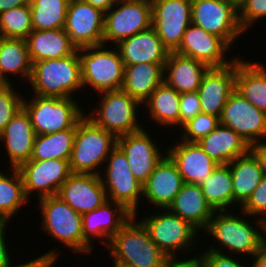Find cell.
<instances>
[{
    "instance_id": "836d02e7",
    "label": "cell",
    "mask_w": 266,
    "mask_h": 267,
    "mask_svg": "<svg viewBox=\"0 0 266 267\" xmlns=\"http://www.w3.org/2000/svg\"><path fill=\"white\" fill-rule=\"evenodd\" d=\"M143 104L154 122L166 128L180 127V94L164 81Z\"/></svg>"
},
{
    "instance_id": "7402d4cb",
    "label": "cell",
    "mask_w": 266,
    "mask_h": 267,
    "mask_svg": "<svg viewBox=\"0 0 266 267\" xmlns=\"http://www.w3.org/2000/svg\"><path fill=\"white\" fill-rule=\"evenodd\" d=\"M132 215L122 204L107 200L95 210L82 215L84 239L91 245L92 237L94 239L102 238L101 243L103 242L106 247L110 239Z\"/></svg>"
},
{
    "instance_id": "e575fe53",
    "label": "cell",
    "mask_w": 266,
    "mask_h": 267,
    "mask_svg": "<svg viewBox=\"0 0 266 267\" xmlns=\"http://www.w3.org/2000/svg\"><path fill=\"white\" fill-rule=\"evenodd\" d=\"M200 186L214 211H227L234 205L232 175L228 164H219Z\"/></svg>"
},
{
    "instance_id": "7a4b0ae2",
    "label": "cell",
    "mask_w": 266,
    "mask_h": 267,
    "mask_svg": "<svg viewBox=\"0 0 266 267\" xmlns=\"http://www.w3.org/2000/svg\"><path fill=\"white\" fill-rule=\"evenodd\" d=\"M136 217L132 215L106 246L113 262L126 267H163L168 256L151 240Z\"/></svg>"
},
{
    "instance_id": "5b68a950",
    "label": "cell",
    "mask_w": 266,
    "mask_h": 267,
    "mask_svg": "<svg viewBox=\"0 0 266 267\" xmlns=\"http://www.w3.org/2000/svg\"><path fill=\"white\" fill-rule=\"evenodd\" d=\"M38 200L39 210L42 211L41 229L72 252L82 255L91 254L94 246L84 239L82 215L57 195Z\"/></svg>"
},
{
    "instance_id": "6da1fadb",
    "label": "cell",
    "mask_w": 266,
    "mask_h": 267,
    "mask_svg": "<svg viewBox=\"0 0 266 267\" xmlns=\"http://www.w3.org/2000/svg\"><path fill=\"white\" fill-rule=\"evenodd\" d=\"M256 220V227L259 226L257 229L249 220L240 217V214L238 216L228 211H215L204 231L214 237V242L217 241L222 249L213 246L205 250L221 253L225 250L223 248H227L226 252L253 257L266 240V222L260 217Z\"/></svg>"
},
{
    "instance_id": "bcb514c9",
    "label": "cell",
    "mask_w": 266,
    "mask_h": 267,
    "mask_svg": "<svg viewBox=\"0 0 266 267\" xmlns=\"http://www.w3.org/2000/svg\"><path fill=\"white\" fill-rule=\"evenodd\" d=\"M58 253L55 250H48L44 255L34 258L32 261L13 266L10 262L6 267H53L54 262L58 258Z\"/></svg>"
},
{
    "instance_id": "1f68e13d",
    "label": "cell",
    "mask_w": 266,
    "mask_h": 267,
    "mask_svg": "<svg viewBox=\"0 0 266 267\" xmlns=\"http://www.w3.org/2000/svg\"><path fill=\"white\" fill-rule=\"evenodd\" d=\"M32 65L25 39L0 37V84H11L9 75L29 81Z\"/></svg>"
},
{
    "instance_id": "7c38bea8",
    "label": "cell",
    "mask_w": 266,
    "mask_h": 267,
    "mask_svg": "<svg viewBox=\"0 0 266 267\" xmlns=\"http://www.w3.org/2000/svg\"><path fill=\"white\" fill-rule=\"evenodd\" d=\"M160 211L163 212L153 213L141 220L151 240L167 256H177L176 252L179 250L186 252L192 249L197 244L194 240H198V230L168 208Z\"/></svg>"
},
{
    "instance_id": "8fae6325",
    "label": "cell",
    "mask_w": 266,
    "mask_h": 267,
    "mask_svg": "<svg viewBox=\"0 0 266 267\" xmlns=\"http://www.w3.org/2000/svg\"><path fill=\"white\" fill-rule=\"evenodd\" d=\"M106 164L104 175L99 177L108 200L122 204L136 215L143 196V184L133 176L126 155L116 146L107 157Z\"/></svg>"
},
{
    "instance_id": "7bdbcfd3",
    "label": "cell",
    "mask_w": 266,
    "mask_h": 267,
    "mask_svg": "<svg viewBox=\"0 0 266 267\" xmlns=\"http://www.w3.org/2000/svg\"><path fill=\"white\" fill-rule=\"evenodd\" d=\"M239 208V213L244 214L243 216H253L256 219L255 216L260 215L261 220L266 222V176L262 177L251 196Z\"/></svg>"
},
{
    "instance_id": "d6a6232c",
    "label": "cell",
    "mask_w": 266,
    "mask_h": 267,
    "mask_svg": "<svg viewBox=\"0 0 266 267\" xmlns=\"http://www.w3.org/2000/svg\"><path fill=\"white\" fill-rule=\"evenodd\" d=\"M232 175L234 205L242 206L260 183L263 172L254 154H247L235 158L228 163Z\"/></svg>"
},
{
    "instance_id": "52a82bcc",
    "label": "cell",
    "mask_w": 266,
    "mask_h": 267,
    "mask_svg": "<svg viewBox=\"0 0 266 267\" xmlns=\"http://www.w3.org/2000/svg\"><path fill=\"white\" fill-rule=\"evenodd\" d=\"M110 48L102 44L78 49L83 88L89 85L97 93L121 89L125 65L118 48Z\"/></svg>"
},
{
    "instance_id": "681fc988",
    "label": "cell",
    "mask_w": 266,
    "mask_h": 267,
    "mask_svg": "<svg viewBox=\"0 0 266 267\" xmlns=\"http://www.w3.org/2000/svg\"><path fill=\"white\" fill-rule=\"evenodd\" d=\"M250 151L257 158L263 175L266 176V142L261 140L260 143L250 145Z\"/></svg>"
},
{
    "instance_id": "603a6c76",
    "label": "cell",
    "mask_w": 266,
    "mask_h": 267,
    "mask_svg": "<svg viewBox=\"0 0 266 267\" xmlns=\"http://www.w3.org/2000/svg\"><path fill=\"white\" fill-rule=\"evenodd\" d=\"M181 142L172 145L166 153L176 163L184 183L201 185L219 165L197 142Z\"/></svg>"
},
{
    "instance_id": "f35d334b",
    "label": "cell",
    "mask_w": 266,
    "mask_h": 267,
    "mask_svg": "<svg viewBox=\"0 0 266 267\" xmlns=\"http://www.w3.org/2000/svg\"><path fill=\"white\" fill-rule=\"evenodd\" d=\"M32 31L30 4L0 13V37L26 39Z\"/></svg>"
},
{
    "instance_id": "74e56055",
    "label": "cell",
    "mask_w": 266,
    "mask_h": 267,
    "mask_svg": "<svg viewBox=\"0 0 266 267\" xmlns=\"http://www.w3.org/2000/svg\"><path fill=\"white\" fill-rule=\"evenodd\" d=\"M70 0H30L33 30L64 29Z\"/></svg>"
},
{
    "instance_id": "60d3db41",
    "label": "cell",
    "mask_w": 266,
    "mask_h": 267,
    "mask_svg": "<svg viewBox=\"0 0 266 267\" xmlns=\"http://www.w3.org/2000/svg\"><path fill=\"white\" fill-rule=\"evenodd\" d=\"M218 125V117L199 113L180 128L183 131L181 139L187 142H197L212 132Z\"/></svg>"
},
{
    "instance_id": "9c48e42d",
    "label": "cell",
    "mask_w": 266,
    "mask_h": 267,
    "mask_svg": "<svg viewBox=\"0 0 266 267\" xmlns=\"http://www.w3.org/2000/svg\"><path fill=\"white\" fill-rule=\"evenodd\" d=\"M151 27L150 0H116L115 4L104 12L103 44L112 41L113 46H116Z\"/></svg>"
},
{
    "instance_id": "f1b7e54d",
    "label": "cell",
    "mask_w": 266,
    "mask_h": 267,
    "mask_svg": "<svg viewBox=\"0 0 266 267\" xmlns=\"http://www.w3.org/2000/svg\"><path fill=\"white\" fill-rule=\"evenodd\" d=\"M25 40L32 64L46 59L65 58L77 50L64 29L33 30Z\"/></svg>"
},
{
    "instance_id": "f6af8a7d",
    "label": "cell",
    "mask_w": 266,
    "mask_h": 267,
    "mask_svg": "<svg viewBox=\"0 0 266 267\" xmlns=\"http://www.w3.org/2000/svg\"><path fill=\"white\" fill-rule=\"evenodd\" d=\"M229 252L225 255L224 252L217 253L213 251H205L201 254L204 267H247V264L234 259L233 255H228ZM245 266H244V265ZM249 267V266H248Z\"/></svg>"
},
{
    "instance_id": "ee69618b",
    "label": "cell",
    "mask_w": 266,
    "mask_h": 267,
    "mask_svg": "<svg viewBox=\"0 0 266 267\" xmlns=\"http://www.w3.org/2000/svg\"><path fill=\"white\" fill-rule=\"evenodd\" d=\"M201 113L198 92L180 94V128L197 114Z\"/></svg>"
},
{
    "instance_id": "5bb4252c",
    "label": "cell",
    "mask_w": 266,
    "mask_h": 267,
    "mask_svg": "<svg viewBox=\"0 0 266 267\" xmlns=\"http://www.w3.org/2000/svg\"><path fill=\"white\" fill-rule=\"evenodd\" d=\"M64 30L77 49L102 45L104 12L83 0H70Z\"/></svg>"
},
{
    "instance_id": "cb8c5ba5",
    "label": "cell",
    "mask_w": 266,
    "mask_h": 267,
    "mask_svg": "<svg viewBox=\"0 0 266 267\" xmlns=\"http://www.w3.org/2000/svg\"><path fill=\"white\" fill-rule=\"evenodd\" d=\"M36 138L30 117L22 108L0 133V141L5 143L4 149L12 168H19L30 160Z\"/></svg>"
},
{
    "instance_id": "8992f818",
    "label": "cell",
    "mask_w": 266,
    "mask_h": 267,
    "mask_svg": "<svg viewBox=\"0 0 266 267\" xmlns=\"http://www.w3.org/2000/svg\"><path fill=\"white\" fill-rule=\"evenodd\" d=\"M78 104L71 97L33 95L32 100L28 101L25 97L23 100V108L30 117L36 135L60 132L76 126L86 114Z\"/></svg>"
},
{
    "instance_id": "d6986e66",
    "label": "cell",
    "mask_w": 266,
    "mask_h": 267,
    "mask_svg": "<svg viewBox=\"0 0 266 267\" xmlns=\"http://www.w3.org/2000/svg\"><path fill=\"white\" fill-rule=\"evenodd\" d=\"M229 48L220 37L191 23L175 53L201 61L209 67H224L233 62L225 58Z\"/></svg>"
},
{
    "instance_id": "ac0fdd59",
    "label": "cell",
    "mask_w": 266,
    "mask_h": 267,
    "mask_svg": "<svg viewBox=\"0 0 266 267\" xmlns=\"http://www.w3.org/2000/svg\"><path fill=\"white\" fill-rule=\"evenodd\" d=\"M146 129L117 137V146L126 155L133 176L144 184L165 156ZM164 154V155H163Z\"/></svg>"
},
{
    "instance_id": "4dcf8cb0",
    "label": "cell",
    "mask_w": 266,
    "mask_h": 267,
    "mask_svg": "<svg viewBox=\"0 0 266 267\" xmlns=\"http://www.w3.org/2000/svg\"><path fill=\"white\" fill-rule=\"evenodd\" d=\"M165 64L125 65L121 89L143 104L163 82Z\"/></svg>"
},
{
    "instance_id": "c3c4849f",
    "label": "cell",
    "mask_w": 266,
    "mask_h": 267,
    "mask_svg": "<svg viewBox=\"0 0 266 267\" xmlns=\"http://www.w3.org/2000/svg\"><path fill=\"white\" fill-rule=\"evenodd\" d=\"M7 223H0V267H6L10 262H12L10 258V252H8L7 244H6V225Z\"/></svg>"
},
{
    "instance_id": "277c9868",
    "label": "cell",
    "mask_w": 266,
    "mask_h": 267,
    "mask_svg": "<svg viewBox=\"0 0 266 267\" xmlns=\"http://www.w3.org/2000/svg\"><path fill=\"white\" fill-rule=\"evenodd\" d=\"M117 146V137L97 126L86 115L77 123L76 134L69 159L72 173L100 175L98 168ZM98 170V171H97Z\"/></svg>"
},
{
    "instance_id": "83f0119b",
    "label": "cell",
    "mask_w": 266,
    "mask_h": 267,
    "mask_svg": "<svg viewBox=\"0 0 266 267\" xmlns=\"http://www.w3.org/2000/svg\"><path fill=\"white\" fill-rule=\"evenodd\" d=\"M197 143L219 164H228L250 151V145L244 138L220 123Z\"/></svg>"
},
{
    "instance_id": "f5cc1de1",
    "label": "cell",
    "mask_w": 266,
    "mask_h": 267,
    "mask_svg": "<svg viewBox=\"0 0 266 267\" xmlns=\"http://www.w3.org/2000/svg\"><path fill=\"white\" fill-rule=\"evenodd\" d=\"M92 6L101 9L103 12L108 11L116 2V0H83Z\"/></svg>"
},
{
    "instance_id": "484cf974",
    "label": "cell",
    "mask_w": 266,
    "mask_h": 267,
    "mask_svg": "<svg viewBox=\"0 0 266 267\" xmlns=\"http://www.w3.org/2000/svg\"><path fill=\"white\" fill-rule=\"evenodd\" d=\"M209 68L201 61L170 52L164 65L163 81L179 94L198 91Z\"/></svg>"
},
{
    "instance_id": "db71d44e",
    "label": "cell",
    "mask_w": 266,
    "mask_h": 267,
    "mask_svg": "<svg viewBox=\"0 0 266 267\" xmlns=\"http://www.w3.org/2000/svg\"><path fill=\"white\" fill-rule=\"evenodd\" d=\"M113 264H114V267H126V266L120 265V264H118L116 262H114Z\"/></svg>"
},
{
    "instance_id": "3957f363",
    "label": "cell",
    "mask_w": 266,
    "mask_h": 267,
    "mask_svg": "<svg viewBox=\"0 0 266 267\" xmlns=\"http://www.w3.org/2000/svg\"><path fill=\"white\" fill-rule=\"evenodd\" d=\"M29 85L34 95L67 98L83 89L78 49L70 56L36 61Z\"/></svg>"
},
{
    "instance_id": "9a60e30c",
    "label": "cell",
    "mask_w": 266,
    "mask_h": 267,
    "mask_svg": "<svg viewBox=\"0 0 266 267\" xmlns=\"http://www.w3.org/2000/svg\"><path fill=\"white\" fill-rule=\"evenodd\" d=\"M27 198L36 192L38 199L57 195L62 184L72 174L69 160L30 159L19 168Z\"/></svg>"
},
{
    "instance_id": "4fadbf2b",
    "label": "cell",
    "mask_w": 266,
    "mask_h": 267,
    "mask_svg": "<svg viewBox=\"0 0 266 267\" xmlns=\"http://www.w3.org/2000/svg\"><path fill=\"white\" fill-rule=\"evenodd\" d=\"M152 28L169 52H175L192 23V0H150Z\"/></svg>"
},
{
    "instance_id": "d590c367",
    "label": "cell",
    "mask_w": 266,
    "mask_h": 267,
    "mask_svg": "<svg viewBox=\"0 0 266 267\" xmlns=\"http://www.w3.org/2000/svg\"><path fill=\"white\" fill-rule=\"evenodd\" d=\"M9 176L0 171V223H9L30 199L24 190L23 178L18 168ZM23 205V206H22Z\"/></svg>"
},
{
    "instance_id": "816d5d0a",
    "label": "cell",
    "mask_w": 266,
    "mask_h": 267,
    "mask_svg": "<svg viewBox=\"0 0 266 267\" xmlns=\"http://www.w3.org/2000/svg\"><path fill=\"white\" fill-rule=\"evenodd\" d=\"M28 4H30V0H0V13Z\"/></svg>"
},
{
    "instance_id": "30bf717a",
    "label": "cell",
    "mask_w": 266,
    "mask_h": 267,
    "mask_svg": "<svg viewBox=\"0 0 266 267\" xmlns=\"http://www.w3.org/2000/svg\"><path fill=\"white\" fill-rule=\"evenodd\" d=\"M192 24L220 37L229 47L244 32L238 18V0H192Z\"/></svg>"
},
{
    "instance_id": "7dc6e473",
    "label": "cell",
    "mask_w": 266,
    "mask_h": 267,
    "mask_svg": "<svg viewBox=\"0 0 266 267\" xmlns=\"http://www.w3.org/2000/svg\"><path fill=\"white\" fill-rule=\"evenodd\" d=\"M199 255L188 260H181L176 256H168L163 267H204L202 256L201 254Z\"/></svg>"
},
{
    "instance_id": "d4e9b609",
    "label": "cell",
    "mask_w": 266,
    "mask_h": 267,
    "mask_svg": "<svg viewBox=\"0 0 266 267\" xmlns=\"http://www.w3.org/2000/svg\"><path fill=\"white\" fill-rule=\"evenodd\" d=\"M115 47L124 65L165 64L170 53L152 27L121 41Z\"/></svg>"
},
{
    "instance_id": "f907efd6",
    "label": "cell",
    "mask_w": 266,
    "mask_h": 267,
    "mask_svg": "<svg viewBox=\"0 0 266 267\" xmlns=\"http://www.w3.org/2000/svg\"><path fill=\"white\" fill-rule=\"evenodd\" d=\"M252 258L255 260L254 262L252 261L250 267H266V240Z\"/></svg>"
},
{
    "instance_id": "ffe728a7",
    "label": "cell",
    "mask_w": 266,
    "mask_h": 267,
    "mask_svg": "<svg viewBox=\"0 0 266 267\" xmlns=\"http://www.w3.org/2000/svg\"><path fill=\"white\" fill-rule=\"evenodd\" d=\"M57 196L83 215L108 200L99 175L72 173L60 187Z\"/></svg>"
},
{
    "instance_id": "b9f144b4",
    "label": "cell",
    "mask_w": 266,
    "mask_h": 267,
    "mask_svg": "<svg viewBox=\"0 0 266 267\" xmlns=\"http://www.w3.org/2000/svg\"><path fill=\"white\" fill-rule=\"evenodd\" d=\"M263 17H266V0H238V18L244 32Z\"/></svg>"
},
{
    "instance_id": "ab89813d",
    "label": "cell",
    "mask_w": 266,
    "mask_h": 267,
    "mask_svg": "<svg viewBox=\"0 0 266 267\" xmlns=\"http://www.w3.org/2000/svg\"><path fill=\"white\" fill-rule=\"evenodd\" d=\"M14 89L13 83L0 84V133L23 108L24 96Z\"/></svg>"
},
{
    "instance_id": "f546056e",
    "label": "cell",
    "mask_w": 266,
    "mask_h": 267,
    "mask_svg": "<svg viewBox=\"0 0 266 267\" xmlns=\"http://www.w3.org/2000/svg\"><path fill=\"white\" fill-rule=\"evenodd\" d=\"M235 91L257 109L266 112V67L236 57Z\"/></svg>"
},
{
    "instance_id": "e0dca14e",
    "label": "cell",
    "mask_w": 266,
    "mask_h": 267,
    "mask_svg": "<svg viewBox=\"0 0 266 267\" xmlns=\"http://www.w3.org/2000/svg\"><path fill=\"white\" fill-rule=\"evenodd\" d=\"M236 57L224 67H210L198 88L201 113L220 117L221 112L235 91Z\"/></svg>"
},
{
    "instance_id": "4316f807",
    "label": "cell",
    "mask_w": 266,
    "mask_h": 267,
    "mask_svg": "<svg viewBox=\"0 0 266 267\" xmlns=\"http://www.w3.org/2000/svg\"><path fill=\"white\" fill-rule=\"evenodd\" d=\"M168 209L189 222L198 231L205 230L215 211L198 184L184 183Z\"/></svg>"
},
{
    "instance_id": "8d00e7d4",
    "label": "cell",
    "mask_w": 266,
    "mask_h": 267,
    "mask_svg": "<svg viewBox=\"0 0 266 267\" xmlns=\"http://www.w3.org/2000/svg\"><path fill=\"white\" fill-rule=\"evenodd\" d=\"M75 134L76 126L60 132L36 135L30 159L69 160L72 153Z\"/></svg>"
},
{
    "instance_id": "ba28073f",
    "label": "cell",
    "mask_w": 266,
    "mask_h": 267,
    "mask_svg": "<svg viewBox=\"0 0 266 267\" xmlns=\"http://www.w3.org/2000/svg\"><path fill=\"white\" fill-rule=\"evenodd\" d=\"M98 94L99 96L101 94V105L86 114L97 126L113 133L116 137L145 129L138 122L137 110L139 105L142 106L138 100L130 97L122 89Z\"/></svg>"
},
{
    "instance_id": "44dd1931",
    "label": "cell",
    "mask_w": 266,
    "mask_h": 267,
    "mask_svg": "<svg viewBox=\"0 0 266 267\" xmlns=\"http://www.w3.org/2000/svg\"><path fill=\"white\" fill-rule=\"evenodd\" d=\"M183 184L176 163L166 153L143 184L142 198L159 210L166 209L173 203Z\"/></svg>"
},
{
    "instance_id": "2e32d148",
    "label": "cell",
    "mask_w": 266,
    "mask_h": 267,
    "mask_svg": "<svg viewBox=\"0 0 266 267\" xmlns=\"http://www.w3.org/2000/svg\"><path fill=\"white\" fill-rule=\"evenodd\" d=\"M219 123L234 130L249 145L266 138V112L257 109L236 91L228 98Z\"/></svg>"
}]
</instances>
